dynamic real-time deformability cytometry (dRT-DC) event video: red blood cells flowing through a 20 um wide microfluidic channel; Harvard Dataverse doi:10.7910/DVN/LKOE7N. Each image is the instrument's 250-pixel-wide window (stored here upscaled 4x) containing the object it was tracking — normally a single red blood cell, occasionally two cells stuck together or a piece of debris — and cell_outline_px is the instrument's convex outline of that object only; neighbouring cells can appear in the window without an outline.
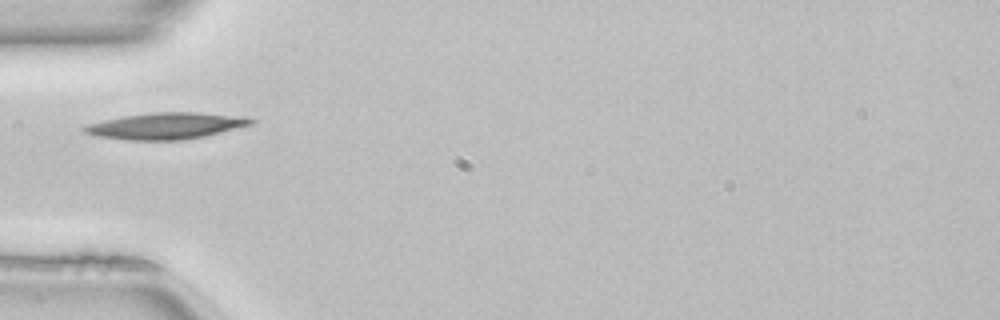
{"species": "common noctule bat (a hibernating species)", "species_latin": "Nyctalus noctula", "temperature_condition": "room temperature", "stored_images_in_passage": 28, "camera_frame_rate_fps": 3000, "um_per_image_px": 0.085, "animal": {"sex": "female", "body_mass_g": 22.7, "forearm_length_mm": 54.2}, "frame": {"image": 1, "passage_image": 1, "time_ms": 0.0, "image_size_px": [1000, 320], "cell_outline_px": [[256, 120], [252, 124], [204, 136], [184, 140], [128, 140], [96, 136], [84, 132], [80, 128], [84, 124], [124, 116], [152, 112], [196, 112], [252, 116]], "centroid_in_image_um": [14.13, 10.69], "position_along_channel_um": 70.9, "area_um2": 25.95}, "authors_computed_cell_mechanics": {"area_um2": 22.0796, "velocity_mm_per_s": 4.0454, "shape_relaxation_time_tau1_ms": 5.1174, "shape_relaxation_time_tau2_ms": null, "deformation_change_tau1": 0.1575, "deformation_change_tau2": null}}